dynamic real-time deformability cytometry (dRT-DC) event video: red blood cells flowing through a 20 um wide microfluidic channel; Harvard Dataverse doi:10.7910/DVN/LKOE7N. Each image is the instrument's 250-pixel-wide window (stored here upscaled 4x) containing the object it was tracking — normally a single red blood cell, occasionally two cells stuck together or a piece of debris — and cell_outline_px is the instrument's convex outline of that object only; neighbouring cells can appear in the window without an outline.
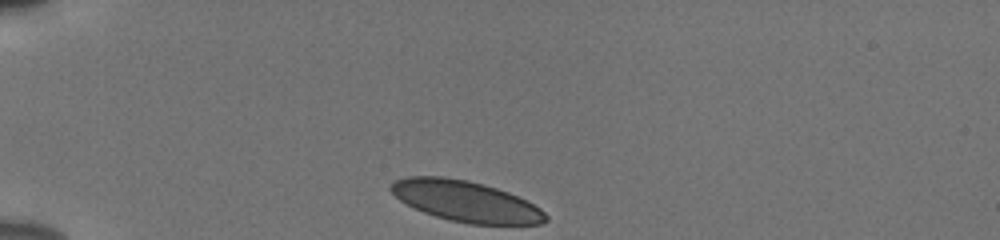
{"species": "human", "species_latin": "Homo sapiens", "temperature_condition": "cold", "stored_images_in_passage": 34, "camera_frame_rate_fps": 3000, "um_per_image_px": 0.085, "donor": {"sex": "male"}, "frame": {"image": 1, "passage_image": 1, "time_ms": 0.0, "image_size_px": [1000, 240], "cell_outline_px": [[548, 220], [540, 224], [468, 224], [448, 220], [424, 212], [400, 200], [388, 188], [396, 180], [408, 176], [440, 176], [468, 180], [484, 184], [508, 192], [540, 208], [548, 216]], "centroid_in_image_um": [39.59, 17.1], "position_along_channel_um": 45.4, "area_um2": 36.53}}
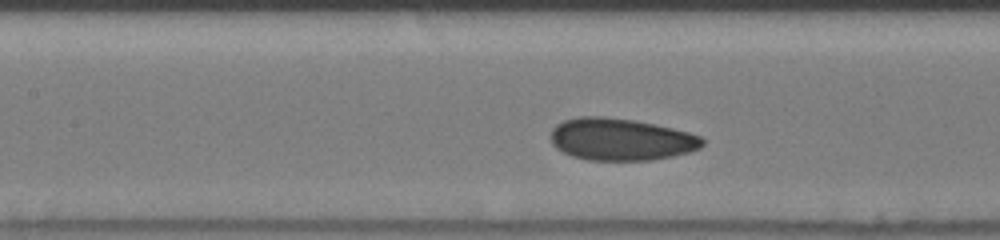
{"frame": {"image": 2, "passage_image": 13, "time_ms": 4.0, "image_size_px": [1000, 240], "cell_outline_px": [[704, 144], [700, 148], [688, 152], [672, 156], [652, 160], [588, 160], [572, 156], [556, 148], [552, 144], [552, 128], [556, 124], [564, 120], [580, 116], [604, 116], [632, 120], [672, 128], [688, 132], [700, 136], [704, 140]], "centroid_in_image_um": [52.76, 11.84], "position_along_channel_um": 154.6, "area_um2": 37.11}}
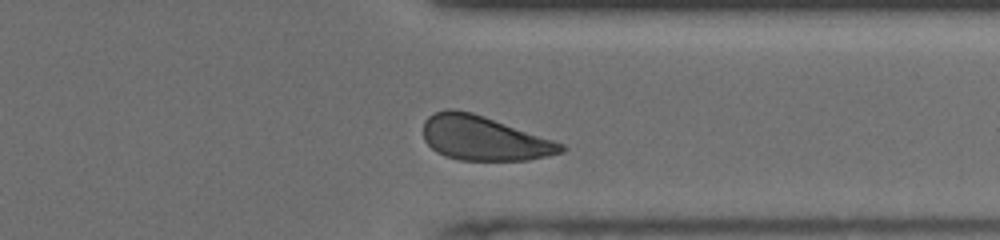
{"frame": {"image": 3, "passage_image": 30, "time_ms": 9.667, "image_size_px": [1000, 240], "cell_outline_px": [[568, 148], [564, 152], [528, 160], [460, 160], [444, 156], [436, 152], [424, 140], [424, 120], [428, 116], [436, 112], [448, 108], [452, 108], [472, 112], [484, 116], [564, 144]], "centroid_in_image_um": [41.11, 11.75], "position_along_channel_um": 370.3, "area_um2": 35.55}, "authors_computed_cell_mechanics": {"area_um2": 36.5007, "velocity_mm_per_s": 3.8021, "shape_relaxation_time_tau1_ms": 3.2917, "shape_relaxation_time_tau2_ms": 3.1654, "deformation_change_tau1": 0.071, "deformation_change_tau2": 0.0687}}